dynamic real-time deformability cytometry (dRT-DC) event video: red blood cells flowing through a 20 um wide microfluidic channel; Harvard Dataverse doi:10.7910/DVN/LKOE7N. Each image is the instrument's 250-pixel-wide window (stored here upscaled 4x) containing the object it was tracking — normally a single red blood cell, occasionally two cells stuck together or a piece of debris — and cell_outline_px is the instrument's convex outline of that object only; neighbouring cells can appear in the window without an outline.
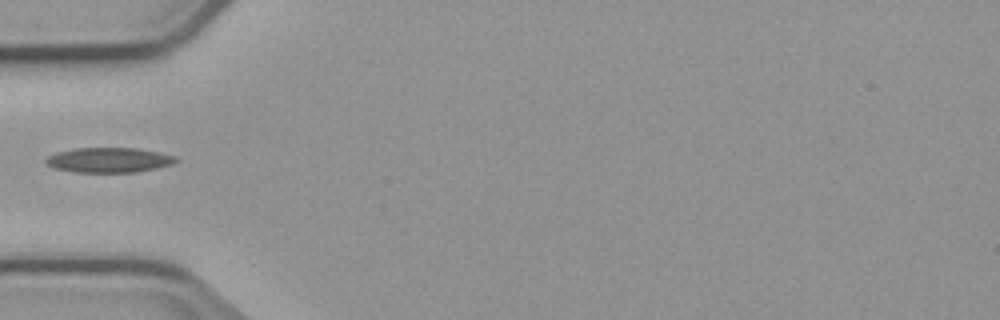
{"species": "common noctule bat (a hibernating species)", "species_latin": "Nyctalus noctula", "temperature_condition": "cold", "stored_images_in_passage": 3, "camera_frame_rate_fps": 3000, "um_per_image_px": 0.085, "animal": {"sex": "male", "body_mass_g": 23.1, "forearm_length_mm": 52.7}, "frame": {"image": 1, "passage_image": 3, "time_ms": 2.333, "image_size_px": [1000, 320], "cell_outline_px": [[180, 160], [172, 164], [156, 168], [136, 172], [72, 172], [56, 168], [48, 164], [44, 160], [48, 156], [56, 152], [76, 148], [136, 148], [176, 156]], "centroid_in_image_um": [9.27, 13.6], "position_along_channel_um": 75.7, "area_um2": 18.79}}